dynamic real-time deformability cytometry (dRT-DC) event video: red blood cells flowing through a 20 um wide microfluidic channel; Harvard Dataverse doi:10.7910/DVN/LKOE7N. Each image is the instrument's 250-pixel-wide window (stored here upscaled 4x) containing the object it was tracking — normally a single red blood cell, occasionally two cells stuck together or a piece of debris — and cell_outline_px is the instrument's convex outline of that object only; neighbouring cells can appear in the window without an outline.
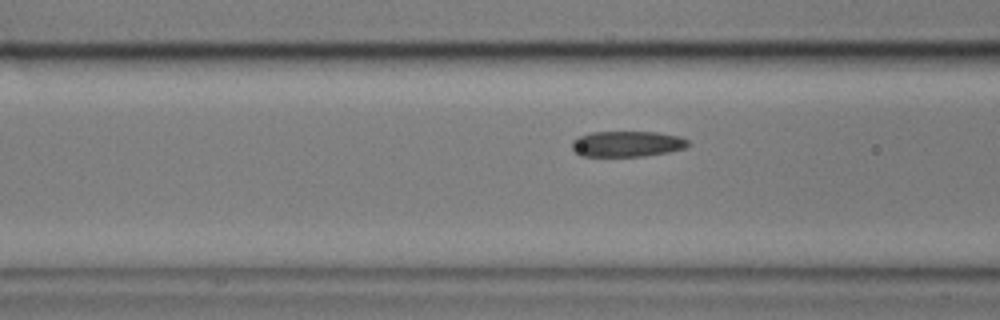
{"species": "common noctule bat (a hibernating species)", "species_latin": "Nyctalus noctula", "temperature_condition": "cold", "stored_images_in_passage": 18, "camera_frame_rate_fps": 3000, "um_per_image_px": 0.085, "animal": {"sex": "male", "body_mass_g": 17.9}, "frame": {"image": 1, "passage_image": 16, "time_ms": 5.0, "image_size_px": [1000, 320], "cell_outline_px": [[688, 144], [684, 148], [668, 152], [644, 156], [580, 156], [572, 148], [572, 140], [580, 136], [592, 132], [656, 132], [680, 136], [688, 140]], "centroid_in_image_um": [53.29, 12.23], "position_along_channel_um": 113.3, "area_um2": 17.34}}